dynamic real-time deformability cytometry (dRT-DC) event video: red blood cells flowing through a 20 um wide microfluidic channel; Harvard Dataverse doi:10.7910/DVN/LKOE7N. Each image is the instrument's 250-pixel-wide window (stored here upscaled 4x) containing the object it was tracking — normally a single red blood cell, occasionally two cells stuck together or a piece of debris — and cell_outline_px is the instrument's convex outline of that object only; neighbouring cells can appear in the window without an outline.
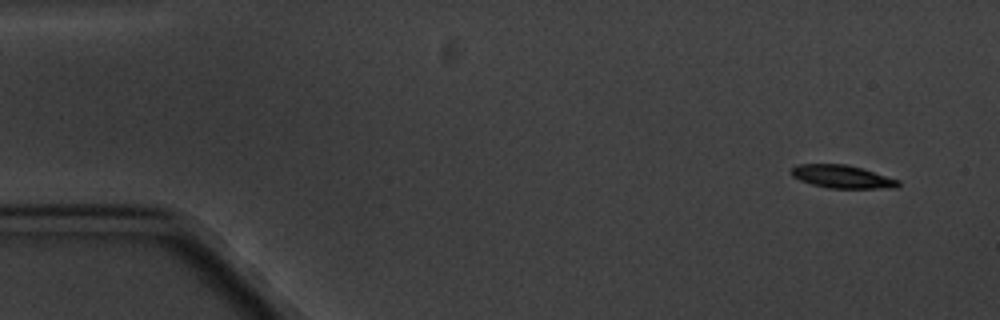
{"species": "common noctule bat (a hibernating species)", "species_latin": "Nyctalus noctula", "temperature_condition": "cold", "stored_images_in_passage": 4, "camera_frame_rate_fps": 3000, "um_per_image_px": 0.085, "animal": {"sex": "male", "body_mass_g": 20.1, "forearm_length_mm": 53.5}, "frame": {"image": 1, "passage_image": 1, "time_ms": 0.0, "image_size_px": [1000, 320], "cell_outline_px": [[900, 184], [896, 188], [828, 188], [812, 184], [800, 180], [792, 176], [792, 168], [796, 164], [848, 164], [900, 180]], "centroid_in_image_um": [71.59, 15.01], "position_along_channel_um": 13.4, "area_um2": 14.28}}